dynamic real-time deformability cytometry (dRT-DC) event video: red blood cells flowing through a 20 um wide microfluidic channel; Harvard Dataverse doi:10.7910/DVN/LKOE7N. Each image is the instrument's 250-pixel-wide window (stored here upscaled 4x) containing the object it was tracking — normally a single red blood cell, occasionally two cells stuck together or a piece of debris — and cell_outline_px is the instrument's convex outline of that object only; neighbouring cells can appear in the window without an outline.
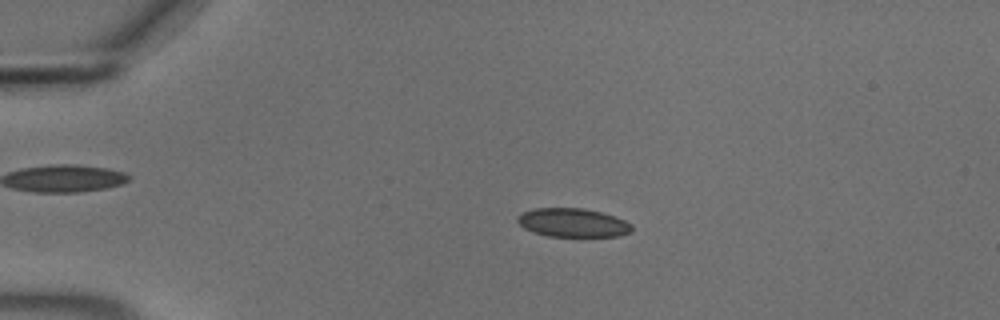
{"species": "common noctule bat (a hibernating species)", "species_latin": "Nyctalus noctula", "temperature_condition": "cold", "stored_images_in_passage": 55, "camera_frame_rate_fps": 3000, "um_per_image_px": 0.085, "animal": {"sex": "male", "body_mass_g": 18.8}, "frame": {"image": 1, "passage_image": 12, "time_ms": 3.667, "image_size_px": [1000, 320], "cell_outline_px": [[632, 232], [620, 236], [548, 236], [532, 232], [524, 228], [516, 220], [516, 216], [520, 212], [532, 208], [584, 208], [616, 216], [632, 224]], "centroid_in_image_um": [48.67, 18.92], "position_along_channel_um": 36.3, "area_um2": 19.36}}
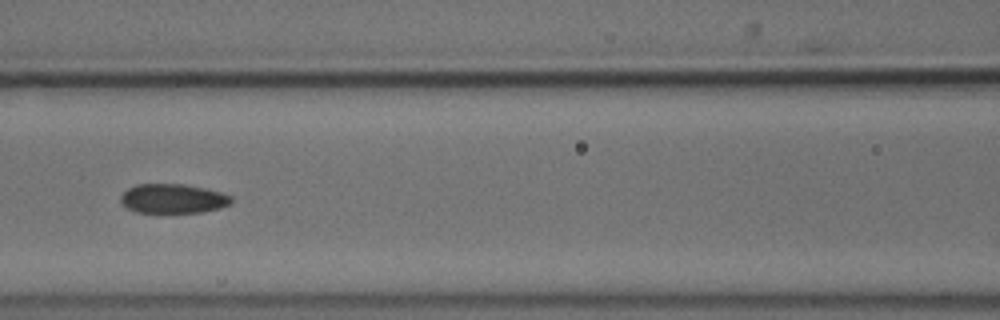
{"frame": {"image": 2, "passage_image": 25, "time_ms": 8.0, "image_size_px": [1000, 320], "cell_outline_px": [[232, 204], [220, 208], [204, 212], [136, 212], [128, 208], [120, 200], [120, 196], [128, 188], [136, 184], [184, 184], [208, 188], [232, 196]], "centroid_in_image_um": [14.74, 16.87], "position_along_channel_um": 151.9, "area_um2": 19.02}}
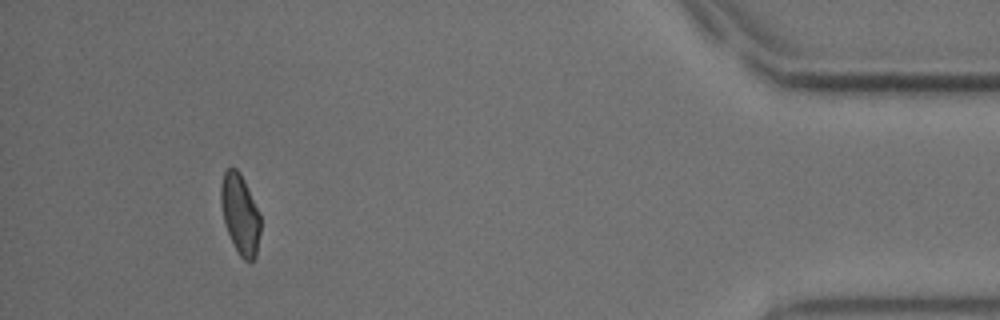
{"frame": {"image": 3, "passage_image": 51, "time_ms": 16.667, "image_size_px": [1000, 320], "cell_outline_px": [[260, 232], [256, 256], [252, 260], [244, 260], [240, 256], [224, 224], [220, 204], [220, 184], [224, 172], [228, 168], [236, 168], [240, 172], [244, 180], [260, 216]], "centroid_in_image_um": [20.38, 18.18], "position_along_channel_um": 414.8, "area_um2": 18.26}, "authors_computed_cell_mechanics": {"area_um2": 19.4208, "velocity_mm_per_s": 3.6815, "shape_relaxation_time_tau1_ms": 8.4472, "shape_relaxation_time_tau2_ms": 2.9335, "deformation_change_tau1": 0.1238, "deformation_change_tau2": 0.0764}}